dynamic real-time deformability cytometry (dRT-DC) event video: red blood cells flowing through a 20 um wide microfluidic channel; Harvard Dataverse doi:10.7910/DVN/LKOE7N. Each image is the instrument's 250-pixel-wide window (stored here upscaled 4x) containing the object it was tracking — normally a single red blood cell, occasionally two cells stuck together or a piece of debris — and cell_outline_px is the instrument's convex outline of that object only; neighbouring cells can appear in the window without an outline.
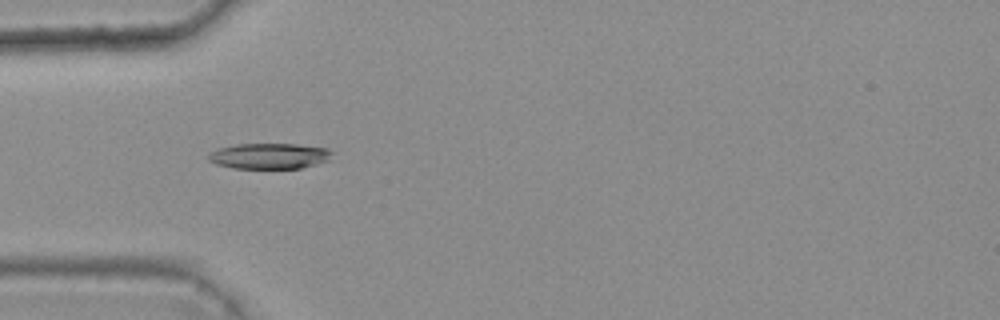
{"species": "common noctule bat (a hibernating species)", "species_latin": "Nyctalus noctula", "temperature_condition": "warm", "stored_images_in_passage": 3, "camera_frame_rate_fps": 3000, "um_per_image_px": 0.085, "animal": {"sex": "female", "body_mass_g": 25.1}, "frame": {"image": 1, "passage_image": 2, "time_ms": 0.333, "image_size_px": [1000, 320], "cell_outline_px": [[332, 152], [328, 160], [300, 168], [232, 168], [216, 164], [208, 160], [208, 152], [216, 148], [236, 144], [296, 144], [328, 148]], "centroid_in_image_um": [22.83, 13.25], "position_along_channel_um": 62.2, "area_um2": 18.5}}
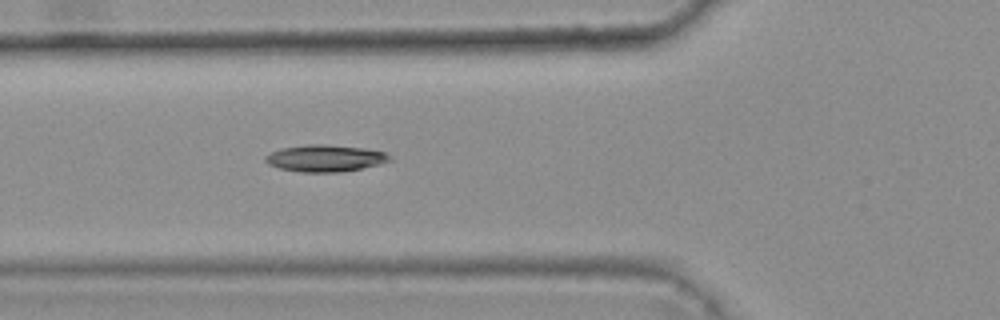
{"frame": {"image": 2, "passage_image": 3, "time_ms": 0.667, "image_size_px": [1000, 320], "cell_outline_px": [[392, 160], [380, 164], [340, 172], [300, 172], [280, 168], [268, 164], [264, 160], [264, 156], [280, 148], [304, 144], [324, 144], [364, 148], [384, 152], [392, 156]], "centroid_in_image_um": [27.62, 13.44], "position_along_channel_um": 98.2, "area_um2": 19.48}}